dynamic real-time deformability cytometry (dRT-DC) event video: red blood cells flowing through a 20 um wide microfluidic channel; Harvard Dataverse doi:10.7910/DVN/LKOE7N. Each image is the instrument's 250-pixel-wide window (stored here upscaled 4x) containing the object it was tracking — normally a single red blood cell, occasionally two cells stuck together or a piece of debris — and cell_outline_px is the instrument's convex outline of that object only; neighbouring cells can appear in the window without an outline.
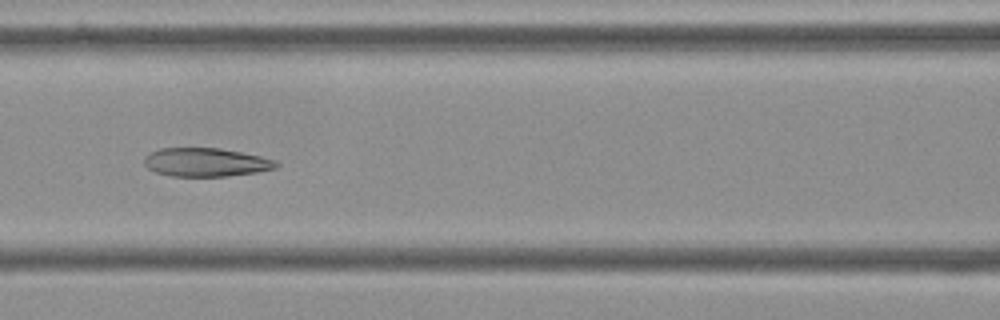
{"species": "Egyptian fruit bat (a non-hibernating species)", "species_latin": "Rousettus aegyptiacus", "temperature_condition": "cold", "stored_images_in_passage": 9, "camera_frame_rate_fps": 3000, "um_per_image_px": 0.085, "frame": {"image": 1, "passage_image": 7, "time_ms": 2.0, "image_size_px": [1000, 320], "cell_outline_px": [[280, 164], [276, 168], [256, 172], [224, 176], [172, 176], [156, 172], [148, 168], [144, 164], [144, 156], [148, 152], [160, 148], [220, 148], [260, 156], [276, 160]], "centroid_in_image_um": [17.48, 13.78], "position_along_channel_um": 149.1, "area_um2": 21.96}}
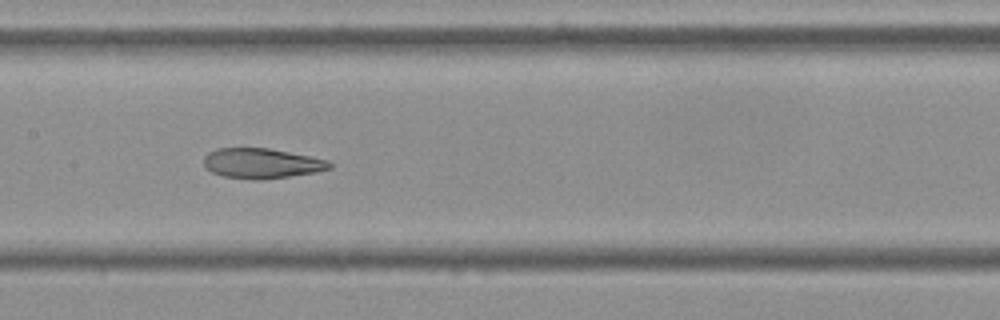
{"frame": {"image": 2, "passage_image": 8, "time_ms": 2.333, "image_size_px": [1000, 320], "cell_outline_px": [[332, 168], [316, 172], [288, 176], [256, 180], [252, 180], [224, 176], [212, 172], [204, 168], [204, 156], [208, 152], [216, 148], [268, 148], [328, 160], [332, 164]], "centroid_in_image_um": [22.2, 13.88], "position_along_channel_um": 185.2, "area_um2": 21.96}}
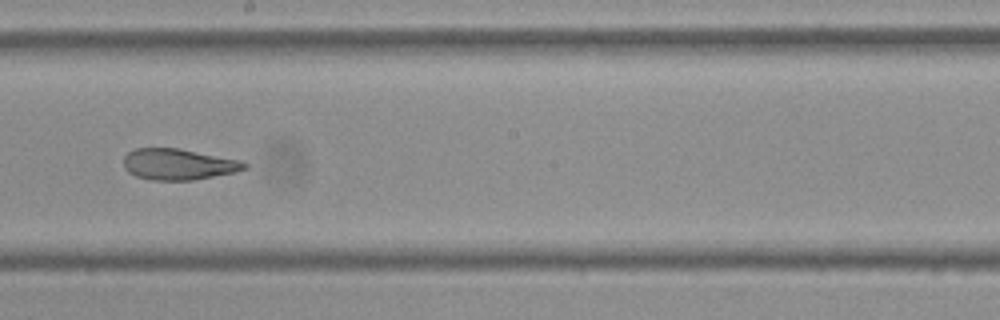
{"frame": {"image": 3, "passage_image": 9, "time_ms": 2.667, "image_size_px": [1000, 320], "cell_outline_px": [[248, 168], [236, 172], [192, 180], [152, 180], [136, 176], [128, 172], [124, 168], [124, 156], [128, 152], [136, 148], [180, 148], [240, 160], [248, 164]], "centroid_in_image_um": [15.17, 13.96], "position_along_channel_um": 233.0, "area_um2": 21.96}}